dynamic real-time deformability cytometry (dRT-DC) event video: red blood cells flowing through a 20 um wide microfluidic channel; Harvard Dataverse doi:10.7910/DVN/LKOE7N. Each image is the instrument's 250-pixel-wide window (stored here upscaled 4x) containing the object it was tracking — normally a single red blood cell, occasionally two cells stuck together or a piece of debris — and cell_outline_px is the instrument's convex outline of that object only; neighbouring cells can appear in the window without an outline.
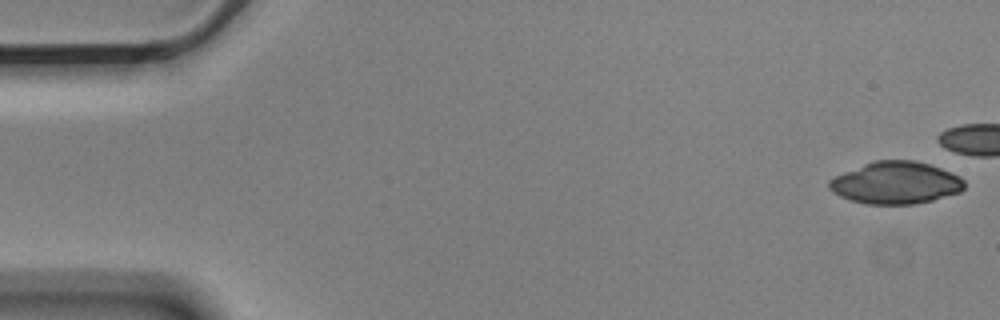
{"species": "Egyptian fruit bat (a non-hibernating species)", "species_latin": "Rousettus aegyptiacus", "temperature_condition": "cold", "stored_images_in_passage": 6, "camera_frame_rate_fps": 3000, "um_per_image_px": 0.085, "animal": {"sex": "male"}, "frame": {"image": 1, "passage_image": 1, "time_ms": 0.0, "image_size_px": [1000, 320], "cell_outline_px": [[964, 188], [960, 192], [932, 200], [912, 204], [864, 204], [848, 200], [832, 192], [828, 188], [828, 180], [844, 172], [864, 164], [876, 160], [912, 160], [928, 164], [940, 168], [960, 176], [964, 180]], "centroid_in_image_um": [76.11, 15.55], "position_along_channel_um": 8.9, "area_um2": 33.18}}